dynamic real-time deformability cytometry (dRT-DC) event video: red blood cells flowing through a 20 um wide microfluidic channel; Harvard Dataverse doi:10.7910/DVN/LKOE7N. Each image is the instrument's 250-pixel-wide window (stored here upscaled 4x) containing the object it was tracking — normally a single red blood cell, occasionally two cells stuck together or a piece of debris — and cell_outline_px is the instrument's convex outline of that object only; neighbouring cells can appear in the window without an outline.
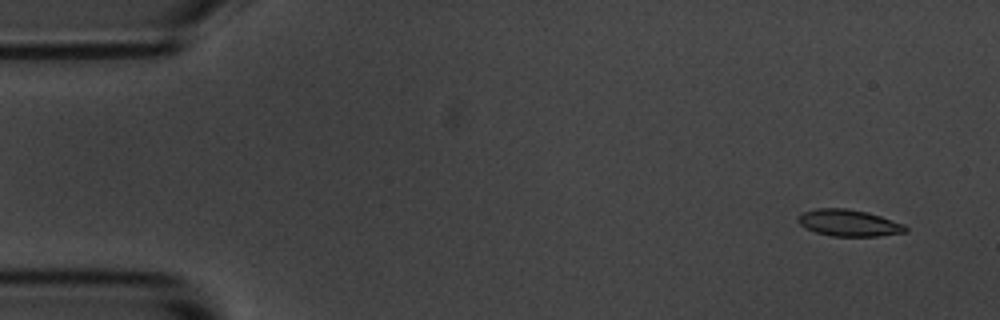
{"species": "common noctule bat (a hibernating species)", "species_latin": "Nyctalus noctula", "temperature_condition": "room temperature", "stored_images_in_passage": 8, "camera_frame_rate_fps": 3000, "um_per_image_px": 0.085, "animal": {"sex": "male", "body_mass_g": 20.1, "forearm_length_mm": 53.5}, "frame": {"image": 1, "passage_image": 1, "time_ms": 0.0, "image_size_px": [1000, 320], "cell_outline_px": [[908, 232], [880, 236], [832, 236], [816, 232], [800, 224], [796, 220], [796, 216], [804, 212], [816, 208], [848, 208], [868, 212], [904, 224], [908, 228]], "centroid_in_image_um": [72.16, 18.94], "position_along_channel_um": 12.8, "area_um2": 16.76}}
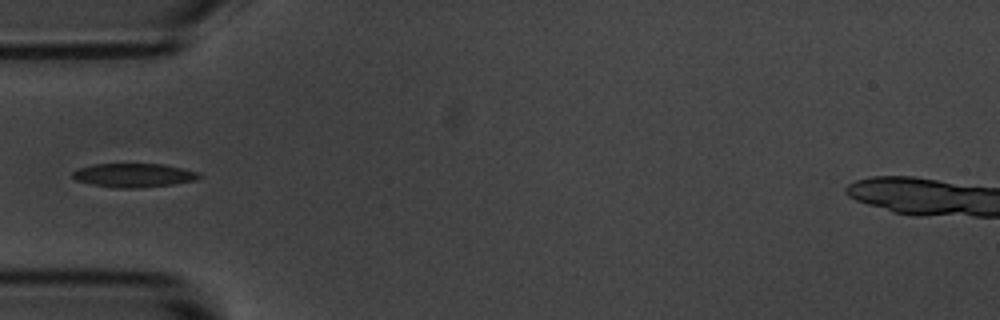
{"frame": {"image": 2, "passage_image": 5, "time_ms": 1.333, "image_size_px": [1000, 320], "cell_outline_px": [[200, 176], [196, 180], [172, 184], [140, 188], [116, 188], [92, 184], [76, 180], [72, 176], [72, 172], [80, 168], [92, 164], [164, 164], [184, 168], [196, 172]], "centroid_in_image_um": [11.35, 14.89], "position_along_channel_um": 73.6, "area_um2": 17.46}}
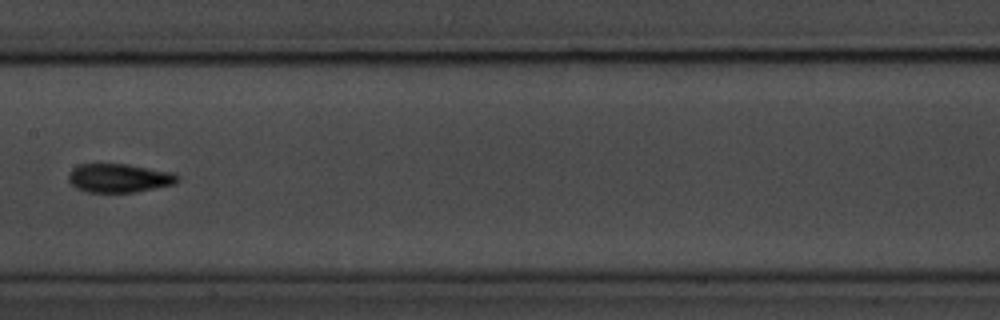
{"frame": {"image": 3, "passage_image": 8, "time_ms": 2.333, "image_size_px": [1000, 320], "cell_outline_px": [[180, 180], [176, 184], [136, 192], [88, 192], [76, 188], [68, 180], [68, 172], [72, 168], [80, 164], [128, 164], [172, 172], [180, 176]], "centroid_in_image_um": [10.14, 15.13], "position_along_channel_um": 197.3, "area_um2": 18.44}}